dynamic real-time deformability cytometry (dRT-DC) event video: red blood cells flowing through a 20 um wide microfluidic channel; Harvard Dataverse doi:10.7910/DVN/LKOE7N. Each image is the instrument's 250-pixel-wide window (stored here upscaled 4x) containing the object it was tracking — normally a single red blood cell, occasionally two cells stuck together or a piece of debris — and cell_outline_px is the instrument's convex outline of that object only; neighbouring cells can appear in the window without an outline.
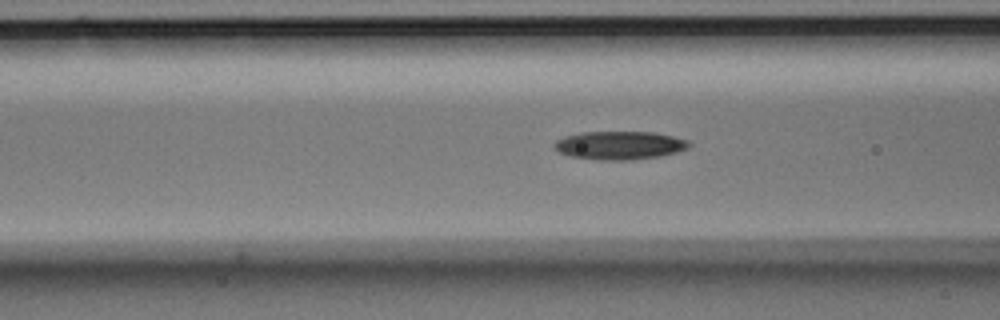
{"species": "Egyptian fruit bat (a non-hibernating species)", "species_latin": "Rousettus aegyptiacus", "temperature_condition": "room temperature", "stored_images_in_passage": 39, "camera_frame_rate_fps": 3000, "um_per_image_px": 0.085, "animal": {"sex": "male"}, "frame": {"image": 1, "passage_image": 18, "time_ms": 5.667, "image_size_px": [1000, 320], "cell_outline_px": [[692, 144], [688, 148], [676, 152], [660, 156], [632, 160], [600, 160], [572, 156], [560, 152], [552, 148], [552, 144], [556, 140], [564, 136], [580, 132], [652, 132], [672, 136], [688, 140]], "centroid_in_image_um": [52.64, 12.35], "position_along_channel_um": 114.0, "area_um2": 22.31}}
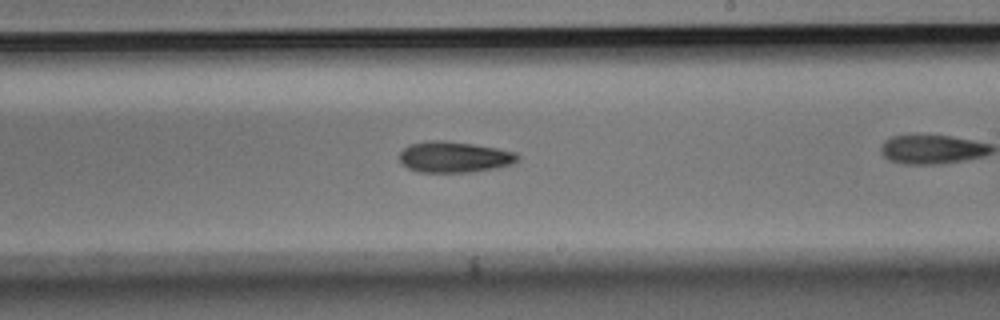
{"frame": {"image": 2, "passage_image": 29, "time_ms": 9.333, "image_size_px": [1000, 320], "cell_outline_px": [[520, 160], [512, 164], [496, 168], [472, 172], [420, 172], [408, 168], [400, 160], [400, 152], [408, 144], [424, 140], [444, 140], [472, 144], [496, 148], [516, 152], [520, 156]], "centroid_in_image_um": [38.62, 13.34], "position_along_channel_um": 250.4, "area_um2": 21.5}}
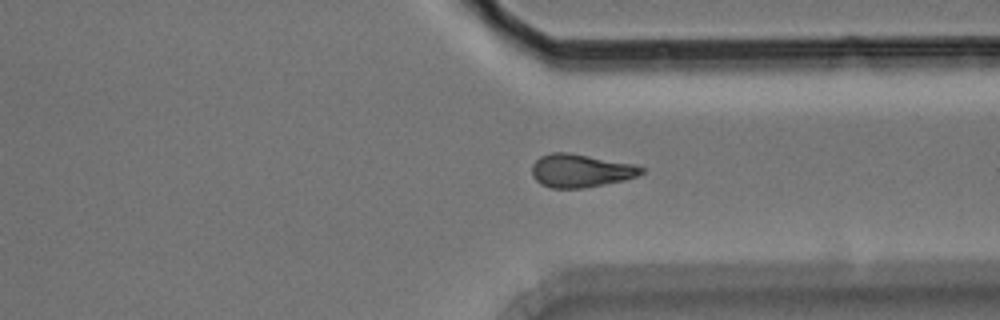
{"frame": {"image": 3, "passage_image": 38, "time_ms": 12.333, "image_size_px": [1000, 320], "cell_outline_px": [[644, 172], [636, 176], [624, 180], [584, 188], [552, 188], [540, 184], [532, 176], [532, 164], [540, 156], [552, 152], [568, 152], [636, 164], [644, 168]], "centroid_in_image_um": [49.35, 14.5], "position_along_channel_um": 362.1, "area_um2": 21.27}}